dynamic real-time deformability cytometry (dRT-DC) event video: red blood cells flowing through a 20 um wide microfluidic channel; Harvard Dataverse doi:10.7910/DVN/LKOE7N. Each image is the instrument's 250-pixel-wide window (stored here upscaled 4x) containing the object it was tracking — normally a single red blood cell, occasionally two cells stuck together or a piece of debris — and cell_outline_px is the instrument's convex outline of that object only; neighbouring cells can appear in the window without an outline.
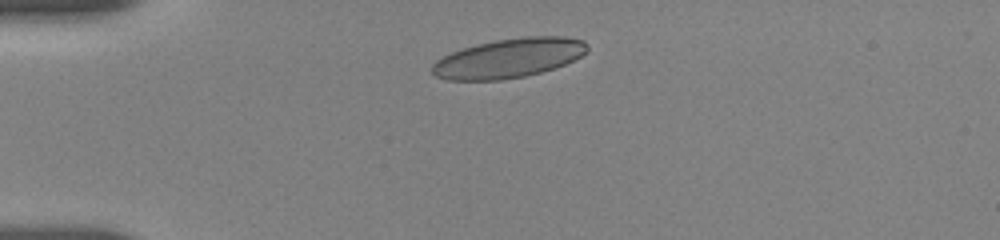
{"species": "human", "species_latin": "Homo sapiens", "temperature_condition": "room temperature", "stored_images_in_passage": 3, "camera_frame_rate_fps": 3000, "um_per_image_px": 0.085, "donor": {"sex": "female"}, "frame": {"image": 1, "passage_image": 2, "time_ms": 1.0, "image_size_px": [1000, 240], "cell_outline_px": [[588, 52], [564, 64], [540, 72], [524, 76], [500, 80], [448, 80], [436, 76], [432, 72], [432, 64], [436, 60], [460, 48], [476, 44], [496, 40], [528, 36], [564, 36], [584, 40], [588, 44]], "centroid_in_image_um": [43.24, 4.93], "position_along_channel_um": 41.8, "area_um2": 35.49}}